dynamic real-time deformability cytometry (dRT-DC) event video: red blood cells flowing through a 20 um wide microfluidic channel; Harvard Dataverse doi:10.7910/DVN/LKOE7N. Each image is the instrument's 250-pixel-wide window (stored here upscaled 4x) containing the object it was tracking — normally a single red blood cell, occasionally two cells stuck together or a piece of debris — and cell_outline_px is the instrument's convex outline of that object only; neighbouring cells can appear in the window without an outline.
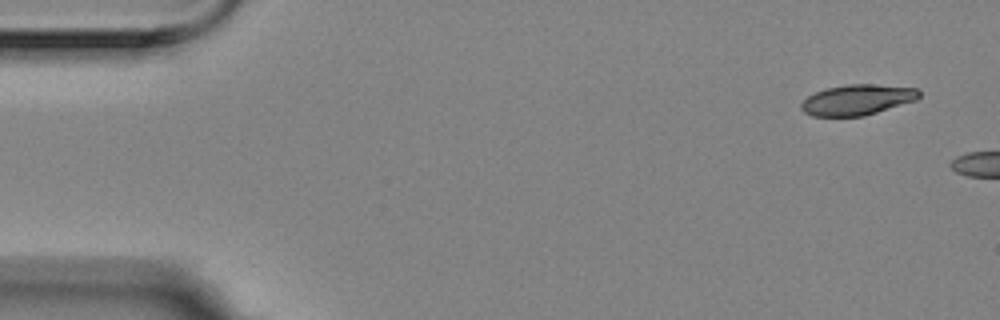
{"species": "Egyptian fruit bat (a non-hibernating species)", "species_latin": "Rousettus aegyptiacus", "temperature_condition": "room temperature", "stored_images_in_passage": 5, "camera_frame_rate_fps": 3000, "um_per_image_px": 0.085, "animal": {"sex": "female"}, "frame": {"image": 1, "passage_image": 1, "time_ms": 0.0, "image_size_px": [1000, 320], "cell_outline_px": [[920, 96], [916, 100], [864, 116], [812, 116], [804, 112], [800, 108], [800, 104], [808, 96], [824, 88], [848, 84], [872, 84], [916, 88], [920, 92]], "centroid_in_image_um": [72.84, 8.48], "position_along_channel_um": 12.2, "area_um2": 20.92}}